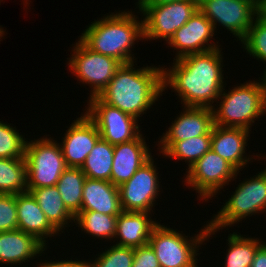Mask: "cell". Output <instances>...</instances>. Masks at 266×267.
I'll list each match as a JSON object with an SVG mask.
<instances>
[{
  "mask_svg": "<svg viewBox=\"0 0 266 267\" xmlns=\"http://www.w3.org/2000/svg\"><path fill=\"white\" fill-rule=\"evenodd\" d=\"M221 48L190 54L173 60L163 68V92L169 87L176 92L181 106L212 108L224 85L223 54ZM225 82V83H224Z\"/></svg>",
  "mask_w": 266,
  "mask_h": 267,
  "instance_id": "6da1fadb",
  "label": "cell"
},
{
  "mask_svg": "<svg viewBox=\"0 0 266 267\" xmlns=\"http://www.w3.org/2000/svg\"><path fill=\"white\" fill-rule=\"evenodd\" d=\"M134 66V62L122 64L97 97L104 104L140 119L164 94L163 67Z\"/></svg>",
  "mask_w": 266,
  "mask_h": 267,
  "instance_id": "7a4b0ae2",
  "label": "cell"
},
{
  "mask_svg": "<svg viewBox=\"0 0 266 267\" xmlns=\"http://www.w3.org/2000/svg\"><path fill=\"white\" fill-rule=\"evenodd\" d=\"M105 15L91 22L78 38L92 51L113 57L121 64L136 63L132 48L139 40L143 42L142 17L139 20L131 10Z\"/></svg>",
  "mask_w": 266,
  "mask_h": 267,
  "instance_id": "3957f363",
  "label": "cell"
},
{
  "mask_svg": "<svg viewBox=\"0 0 266 267\" xmlns=\"http://www.w3.org/2000/svg\"><path fill=\"white\" fill-rule=\"evenodd\" d=\"M240 83L226 93L224 86L217 103L212 107L216 126L240 127L251 131L254 122L264 116L266 77ZM225 90V91H224ZM221 101V102H220ZM261 116V117H259Z\"/></svg>",
  "mask_w": 266,
  "mask_h": 267,
  "instance_id": "277c9868",
  "label": "cell"
},
{
  "mask_svg": "<svg viewBox=\"0 0 266 267\" xmlns=\"http://www.w3.org/2000/svg\"><path fill=\"white\" fill-rule=\"evenodd\" d=\"M245 179L237 184L231 198L223 203L217 214L207 221L206 241L225 227L236 226L246 217L266 213V167Z\"/></svg>",
  "mask_w": 266,
  "mask_h": 267,
  "instance_id": "5b68a950",
  "label": "cell"
},
{
  "mask_svg": "<svg viewBox=\"0 0 266 267\" xmlns=\"http://www.w3.org/2000/svg\"><path fill=\"white\" fill-rule=\"evenodd\" d=\"M208 224L195 236H186L183 231L161 225L159 222L152 230L148 244L154 250L161 267H198L199 247L206 245ZM189 237V238H188Z\"/></svg>",
  "mask_w": 266,
  "mask_h": 267,
  "instance_id": "8992f818",
  "label": "cell"
},
{
  "mask_svg": "<svg viewBox=\"0 0 266 267\" xmlns=\"http://www.w3.org/2000/svg\"><path fill=\"white\" fill-rule=\"evenodd\" d=\"M47 136L26 142L27 188L55 186L67 168L59 142Z\"/></svg>",
  "mask_w": 266,
  "mask_h": 267,
  "instance_id": "52a82bcc",
  "label": "cell"
},
{
  "mask_svg": "<svg viewBox=\"0 0 266 267\" xmlns=\"http://www.w3.org/2000/svg\"><path fill=\"white\" fill-rule=\"evenodd\" d=\"M72 45V54L67 58L70 72L79 83L89 84L91 93L88 98L98 96L122 64L113 57L92 51L79 38L76 44Z\"/></svg>",
  "mask_w": 266,
  "mask_h": 267,
  "instance_id": "ba28073f",
  "label": "cell"
},
{
  "mask_svg": "<svg viewBox=\"0 0 266 267\" xmlns=\"http://www.w3.org/2000/svg\"><path fill=\"white\" fill-rule=\"evenodd\" d=\"M186 170L184 185L196 190L199 195L198 200H205V202L212 197H217L215 195L218 191L220 192L225 185H229L231 180L236 181L239 175V171L212 149Z\"/></svg>",
  "mask_w": 266,
  "mask_h": 267,
  "instance_id": "9c48e42d",
  "label": "cell"
},
{
  "mask_svg": "<svg viewBox=\"0 0 266 267\" xmlns=\"http://www.w3.org/2000/svg\"><path fill=\"white\" fill-rule=\"evenodd\" d=\"M198 9L197 0H178L159 5H147L140 13L143 18V40L168 41Z\"/></svg>",
  "mask_w": 266,
  "mask_h": 267,
  "instance_id": "30bf717a",
  "label": "cell"
},
{
  "mask_svg": "<svg viewBox=\"0 0 266 267\" xmlns=\"http://www.w3.org/2000/svg\"><path fill=\"white\" fill-rule=\"evenodd\" d=\"M86 102L85 113L95 123L104 141L116 145L132 141L141 134L139 120L134 116L104 104L97 96Z\"/></svg>",
  "mask_w": 266,
  "mask_h": 267,
  "instance_id": "8fae6325",
  "label": "cell"
},
{
  "mask_svg": "<svg viewBox=\"0 0 266 267\" xmlns=\"http://www.w3.org/2000/svg\"><path fill=\"white\" fill-rule=\"evenodd\" d=\"M156 167L152 156L128 181L118 186L123 211L152 213L162 189Z\"/></svg>",
  "mask_w": 266,
  "mask_h": 267,
  "instance_id": "7c38bea8",
  "label": "cell"
},
{
  "mask_svg": "<svg viewBox=\"0 0 266 267\" xmlns=\"http://www.w3.org/2000/svg\"><path fill=\"white\" fill-rule=\"evenodd\" d=\"M198 9L211 21L216 32L219 24L240 42L260 13L251 3L243 0H199Z\"/></svg>",
  "mask_w": 266,
  "mask_h": 267,
  "instance_id": "4fadbf2b",
  "label": "cell"
},
{
  "mask_svg": "<svg viewBox=\"0 0 266 267\" xmlns=\"http://www.w3.org/2000/svg\"><path fill=\"white\" fill-rule=\"evenodd\" d=\"M215 29L211 21L197 9L190 19L165 42L168 46L176 50L175 58L185 57L190 54L202 53L219 48V42H212L216 36ZM211 40V42H210Z\"/></svg>",
  "mask_w": 266,
  "mask_h": 267,
  "instance_id": "5bb4252c",
  "label": "cell"
},
{
  "mask_svg": "<svg viewBox=\"0 0 266 267\" xmlns=\"http://www.w3.org/2000/svg\"><path fill=\"white\" fill-rule=\"evenodd\" d=\"M67 126L60 144L67 167H81L87 155L101 138L95 123L84 112Z\"/></svg>",
  "mask_w": 266,
  "mask_h": 267,
  "instance_id": "9a60e30c",
  "label": "cell"
},
{
  "mask_svg": "<svg viewBox=\"0 0 266 267\" xmlns=\"http://www.w3.org/2000/svg\"><path fill=\"white\" fill-rule=\"evenodd\" d=\"M249 139L250 132L244 128L213 125L211 129V149L228 161L239 172L241 169L243 170L244 167H247L246 165L253 162V159L255 161L256 158L264 160L266 157L264 154L263 156H261V154H256L255 156L254 153V156L250 157V155L246 153Z\"/></svg>",
  "mask_w": 266,
  "mask_h": 267,
  "instance_id": "2e32d148",
  "label": "cell"
},
{
  "mask_svg": "<svg viewBox=\"0 0 266 267\" xmlns=\"http://www.w3.org/2000/svg\"><path fill=\"white\" fill-rule=\"evenodd\" d=\"M142 133L134 140L114 145L110 182L119 186L128 181L151 157V149Z\"/></svg>",
  "mask_w": 266,
  "mask_h": 267,
  "instance_id": "e0dca14e",
  "label": "cell"
},
{
  "mask_svg": "<svg viewBox=\"0 0 266 267\" xmlns=\"http://www.w3.org/2000/svg\"><path fill=\"white\" fill-rule=\"evenodd\" d=\"M172 120L167 131L161 135L160 141H182L201 135H211L213 112L206 107H186Z\"/></svg>",
  "mask_w": 266,
  "mask_h": 267,
  "instance_id": "ac0fdd59",
  "label": "cell"
},
{
  "mask_svg": "<svg viewBox=\"0 0 266 267\" xmlns=\"http://www.w3.org/2000/svg\"><path fill=\"white\" fill-rule=\"evenodd\" d=\"M18 230L34 236L46 248L51 237L60 233L50 224L31 192L16 194Z\"/></svg>",
  "mask_w": 266,
  "mask_h": 267,
  "instance_id": "d6986e66",
  "label": "cell"
},
{
  "mask_svg": "<svg viewBox=\"0 0 266 267\" xmlns=\"http://www.w3.org/2000/svg\"><path fill=\"white\" fill-rule=\"evenodd\" d=\"M46 248L34 236L22 230L0 232V264L17 266L42 256Z\"/></svg>",
  "mask_w": 266,
  "mask_h": 267,
  "instance_id": "ffe728a7",
  "label": "cell"
},
{
  "mask_svg": "<svg viewBox=\"0 0 266 267\" xmlns=\"http://www.w3.org/2000/svg\"><path fill=\"white\" fill-rule=\"evenodd\" d=\"M150 214L122 211L117 216L116 235L113 242L117 240L116 245L132 248L147 245L153 228L159 223L154 221Z\"/></svg>",
  "mask_w": 266,
  "mask_h": 267,
  "instance_id": "44dd1931",
  "label": "cell"
},
{
  "mask_svg": "<svg viewBox=\"0 0 266 267\" xmlns=\"http://www.w3.org/2000/svg\"><path fill=\"white\" fill-rule=\"evenodd\" d=\"M81 210L119 215L123 210L118 186L110 181L86 177L83 186Z\"/></svg>",
  "mask_w": 266,
  "mask_h": 267,
  "instance_id": "7402d4cb",
  "label": "cell"
},
{
  "mask_svg": "<svg viewBox=\"0 0 266 267\" xmlns=\"http://www.w3.org/2000/svg\"><path fill=\"white\" fill-rule=\"evenodd\" d=\"M27 191L31 192L46 215L47 220L60 234L64 233L65 228L70 227L69 223L72 224L75 221V217L64 205L56 185L42 188H27Z\"/></svg>",
  "mask_w": 266,
  "mask_h": 267,
  "instance_id": "603a6c76",
  "label": "cell"
},
{
  "mask_svg": "<svg viewBox=\"0 0 266 267\" xmlns=\"http://www.w3.org/2000/svg\"><path fill=\"white\" fill-rule=\"evenodd\" d=\"M159 154L169 159L184 160L188 169L211 149V135H201L182 141H157Z\"/></svg>",
  "mask_w": 266,
  "mask_h": 267,
  "instance_id": "cb8c5ba5",
  "label": "cell"
},
{
  "mask_svg": "<svg viewBox=\"0 0 266 267\" xmlns=\"http://www.w3.org/2000/svg\"><path fill=\"white\" fill-rule=\"evenodd\" d=\"M85 179L81 167H67L56 184L64 205L74 217L81 211Z\"/></svg>",
  "mask_w": 266,
  "mask_h": 267,
  "instance_id": "d4e9b609",
  "label": "cell"
},
{
  "mask_svg": "<svg viewBox=\"0 0 266 267\" xmlns=\"http://www.w3.org/2000/svg\"><path fill=\"white\" fill-rule=\"evenodd\" d=\"M118 215H107L97 211L81 210L76 216L74 225H78L81 232L89 236L103 240H114L116 235Z\"/></svg>",
  "mask_w": 266,
  "mask_h": 267,
  "instance_id": "484cf974",
  "label": "cell"
},
{
  "mask_svg": "<svg viewBox=\"0 0 266 267\" xmlns=\"http://www.w3.org/2000/svg\"><path fill=\"white\" fill-rule=\"evenodd\" d=\"M113 156L114 145L100 138L81 166L82 172L91 179L110 181Z\"/></svg>",
  "mask_w": 266,
  "mask_h": 267,
  "instance_id": "4316f807",
  "label": "cell"
},
{
  "mask_svg": "<svg viewBox=\"0 0 266 267\" xmlns=\"http://www.w3.org/2000/svg\"><path fill=\"white\" fill-rule=\"evenodd\" d=\"M238 232L230 233L227 239L224 267H250L257 248L262 244L259 238L247 237Z\"/></svg>",
  "mask_w": 266,
  "mask_h": 267,
  "instance_id": "83f0119b",
  "label": "cell"
},
{
  "mask_svg": "<svg viewBox=\"0 0 266 267\" xmlns=\"http://www.w3.org/2000/svg\"><path fill=\"white\" fill-rule=\"evenodd\" d=\"M27 191L25 158H0V194H19Z\"/></svg>",
  "mask_w": 266,
  "mask_h": 267,
  "instance_id": "f1b7e54d",
  "label": "cell"
},
{
  "mask_svg": "<svg viewBox=\"0 0 266 267\" xmlns=\"http://www.w3.org/2000/svg\"><path fill=\"white\" fill-rule=\"evenodd\" d=\"M241 46L252 58L266 63V16L259 13L248 29L246 37L241 41ZM266 66V65H265ZM263 76L266 77V67Z\"/></svg>",
  "mask_w": 266,
  "mask_h": 267,
  "instance_id": "f546056e",
  "label": "cell"
},
{
  "mask_svg": "<svg viewBox=\"0 0 266 267\" xmlns=\"http://www.w3.org/2000/svg\"><path fill=\"white\" fill-rule=\"evenodd\" d=\"M13 124L0 121V158H23L26 138Z\"/></svg>",
  "mask_w": 266,
  "mask_h": 267,
  "instance_id": "4dcf8cb0",
  "label": "cell"
},
{
  "mask_svg": "<svg viewBox=\"0 0 266 267\" xmlns=\"http://www.w3.org/2000/svg\"><path fill=\"white\" fill-rule=\"evenodd\" d=\"M106 249L95 260L89 259L87 267H132L134 248L113 244Z\"/></svg>",
  "mask_w": 266,
  "mask_h": 267,
  "instance_id": "1f68e13d",
  "label": "cell"
},
{
  "mask_svg": "<svg viewBox=\"0 0 266 267\" xmlns=\"http://www.w3.org/2000/svg\"><path fill=\"white\" fill-rule=\"evenodd\" d=\"M17 229L16 195L0 194V232Z\"/></svg>",
  "mask_w": 266,
  "mask_h": 267,
  "instance_id": "d6a6232c",
  "label": "cell"
},
{
  "mask_svg": "<svg viewBox=\"0 0 266 267\" xmlns=\"http://www.w3.org/2000/svg\"><path fill=\"white\" fill-rule=\"evenodd\" d=\"M132 267H161L154 250L149 244L134 248Z\"/></svg>",
  "mask_w": 266,
  "mask_h": 267,
  "instance_id": "836d02e7",
  "label": "cell"
},
{
  "mask_svg": "<svg viewBox=\"0 0 266 267\" xmlns=\"http://www.w3.org/2000/svg\"><path fill=\"white\" fill-rule=\"evenodd\" d=\"M40 260L41 261L39 264L35 261L37 267H87V261L86 260L80 261L78 259L76 260V258H75V260L66 259L67 261L66 260H64V261L60 260L59 261V259L56 261H53V260L47 261V260H42V259H40Z\"/></svg>",
  "mask_w": 266,
  "mask_h": 267,
  "instance_id": "e575fe53",
  "label": "cell"
},
{
  "mask_svg": "<svg viewBox=\"0 0 266 267\" xmlns=\"http://www.w3.org/2000/svg\"><path fill=\"white\" fill-rule=\"evenodd\" d=\"M250 267H266V242L264 241L256 250Z\"/></svg>",
  "mask_w": 266,
  "mask_h": 267,
  "instance_id": "d590c367",
  "label": "cell"
},
{
  "mask_svg": "<svg viewBox=\"0 0 266 267\" xmlns=\"http://www.w3.org/2000/svg\"><path fill=\"white\" fill-rule=\"evenodd\" d=\"M173 1H178V0H138V2H136L137 3L136 5L139 8V11L141 12L147 5H159Z\"/></svg>",
  "mask_w": 266,
  "mask_h": 267,
  "instance_id": "8d00e7d4",
  "label": "cell"
},
{
  "mask_svg": "<svg viewBox=\"0 0 266 267\" xmlns=\"http://www.w3.org/2000/svg\"><path fill=\"white\" fill-rule=\"evenodd\" d=\"M243 1L251 3L260 12L266 0H243Z\"/></svg>",
  "mask_w": 266,
  "mask_h": 267,
  "instance_id": "74e56055",
  "label": "cell"
},
{
  "mask_svg": "<svg viewBox=\"0 0 266 267\" xmlns=\"http://www.w3.org/2000/svg\"><path fill=\"white\" fill-rule=\"evenodd\" d=\"M260 13L263 14L264 16H266V1L264 3V6L262 7Z\"/></svg>",
  "mask_w": 266,
  "mask_h": 267,
  "instance_id": "f35d334b",
  "label": "cell"
},
{
  "mask_svg": "<svg viewBox=\"0 0 266 267\" xmlns=\"http://www.w3.org/2000/svg\"><path fill=\"white\" fill-rule=\"evenodd\" d=\"M5 34V30L3 29L2 26H0V39L3 37L4 38V35ZM1 41V40H0Z\"/></svg>",
  "mask_w": 266,
  "mask_h": 267,
  "instance_id": "ab89813d",
  "label": "cell"
},
{
  "mask_svg": "<svg viewBox=\"0 0 266 267\" xmlns=\"http://www.w3.org/2000/svg\"><path fill=\"white\" fill-rule=\"evenodd\" d=\"M32 2V1H30V0H23V2H24V5H26V7L28 6V5H30V3L29 2ZM28 4V5H27Z\"/></svg>",
  "mask_w": 266,
  "mask_h": 267,
  "instance_id": "60d3db41",
  "label": "cell"
},
{
  "mask_svg": "<svg viewBox=\"0 0 266 267\" xmlns=\"http://www.w3.org/2000/svg\"><path fill=\"white\" fill-rule=\"evenodd\" d=\"M264 114H266V89H265V106H264Z\"/></svg>",
  "mask_w": 266,
  "mask_h": 267,
  "instance_id": "b9f144b4",
  "label": "cell"
}]
</instances>
